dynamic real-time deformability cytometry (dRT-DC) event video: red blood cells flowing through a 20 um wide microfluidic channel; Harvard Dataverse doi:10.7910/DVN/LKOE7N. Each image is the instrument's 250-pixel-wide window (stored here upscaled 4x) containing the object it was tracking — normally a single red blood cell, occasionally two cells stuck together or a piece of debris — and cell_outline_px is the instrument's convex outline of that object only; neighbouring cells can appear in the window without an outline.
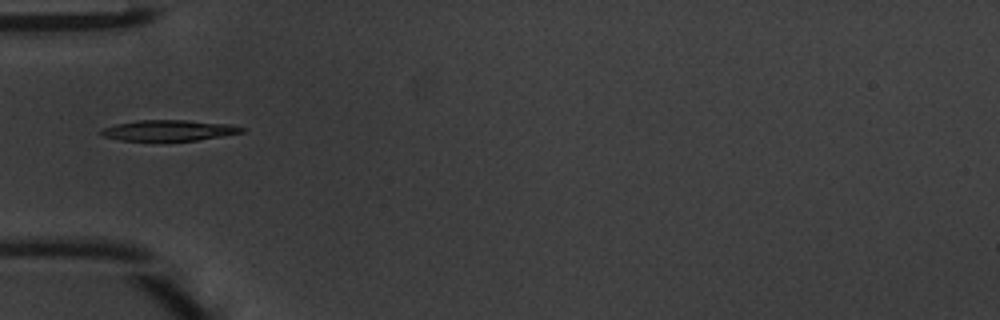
{"species": "common noctule bat (a hibernating species)", "species_latin": "Nyctalus noctula", "temperature_condition": "warm", "stored_images_in_passage": 18, "camera_frame_rate_fps": 3000, "um_per_image_px": 0.085, "animal": {"sex": "male", "body_mass_g": 20.1, "forearm_length_mm": 53.5}, "frame": {"image": 1, "passage_image": 1, "time_ms": 0.0, "image_size_px": [1000, 320], "cell_outline_px": [[248, 128], [244, 132], [196, 140], [120, 140], [100, 136], [100, 128], [116, 124], [136, 120], [188, 120], [232, 124]], "centroid_in_image_um": [14.35, 11.07], "position_along_channel_um": 70.7, "area_um2": 17.11}}
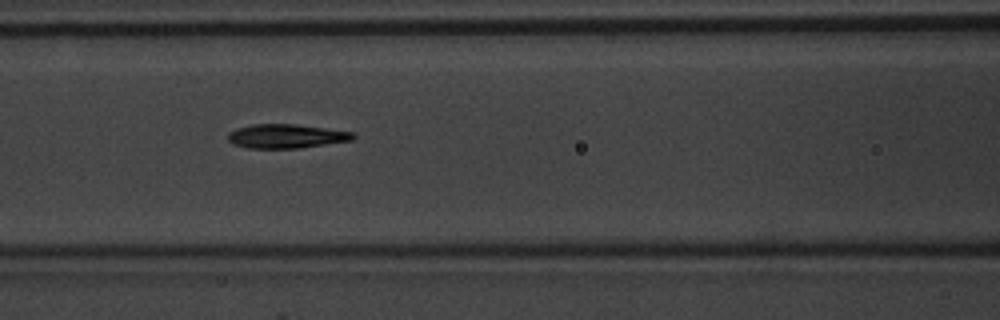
{"frame": {"image": 2, "passage_image": 6, "time_ms": 1.667, "image_size_px": [1000, 320], "cell_outline_px": [[356, 136], [352, 140], [300, 148], [248, 148], [232, 144], [228, 140], [228, 132], [236, 128], [252, 124], [296, 124], [356, 132]], "centroid_in_image_um": [24.33, 11.57], "position_along_channel_um": 142.3, "area_um2": 17.69}}